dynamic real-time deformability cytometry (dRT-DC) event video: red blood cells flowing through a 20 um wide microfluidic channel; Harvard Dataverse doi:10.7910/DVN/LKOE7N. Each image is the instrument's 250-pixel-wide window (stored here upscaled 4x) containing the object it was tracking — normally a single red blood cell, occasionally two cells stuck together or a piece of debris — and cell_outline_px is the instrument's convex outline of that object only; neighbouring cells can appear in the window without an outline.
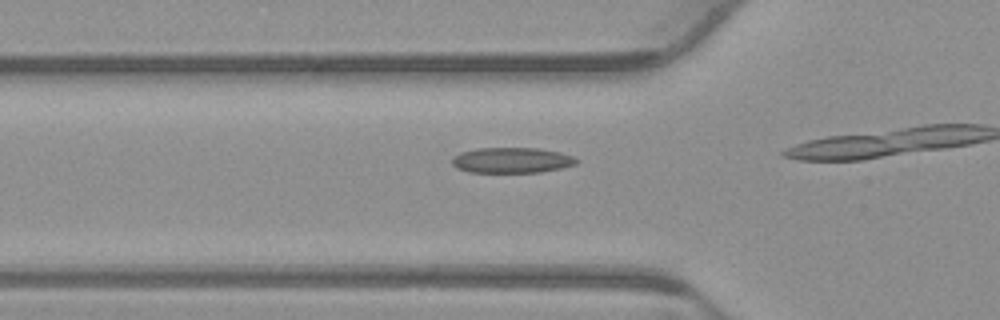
{"species": "common noctule bat (a hibernating species)", "species_latin": "Nyctalus noctula", "temperature_condition": "warm", "stored_images_in_passage": 6, "camera_frame_rate_fps": 3000, "um_per_image_px": 0.085, "animal": {"sex": "male", "body_mass_g": 23.1, "forearm_length_mm": 52.7}, "frame": {"image": 1, "passage_image": 4, "time_ms": 1.0, "image_size_px": [1000, 320], "cell_outline_px": [[580, 160], [576, 164], [560, 168], [540, 172], [468, 172], [456, 168], [452, 164], [452, 156], [460, 152], [476, 148], [540, 148], [560, 152], [572, 156]], "centroid_in_image_um": [43.48, 13.61], "position_along_channel_um": 82.3, "area_um2": 18.61}}